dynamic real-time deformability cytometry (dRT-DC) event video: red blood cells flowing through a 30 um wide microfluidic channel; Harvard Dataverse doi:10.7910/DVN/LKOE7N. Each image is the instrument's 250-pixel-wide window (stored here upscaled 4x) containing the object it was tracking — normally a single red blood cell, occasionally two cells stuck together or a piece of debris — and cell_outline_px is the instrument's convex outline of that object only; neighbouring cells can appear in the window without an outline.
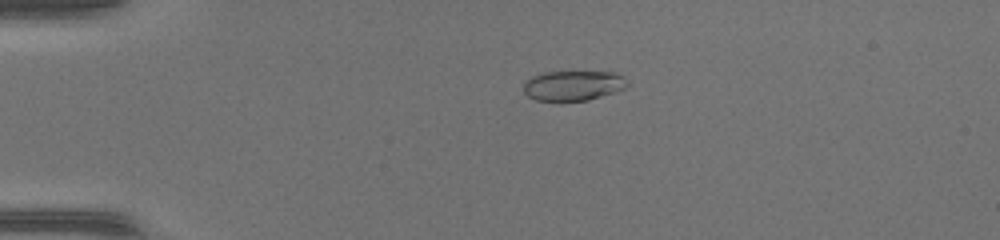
{"species": "common noctule bat (a hibernating species)", "species_latin": "Nyctalus noctula", "temperature_condition": "warm", "stored_images_in_passage": 43, "camera_frame_rate_fps": 3000, "um_per_image_px": 0.085, "animal": {"sex": "female", "body_mass_g": 17.0, "forearm_length_mm": 48.0}, "frame": {"image": 1, "passage_image": 5, "time_ms": 1.333, "image_size_px": [1000, 240], "cell_outline_px": [[628, 84], [624, 88], [588, 100], [536, 100], [528, 96], [524, 92], [524, 80], [540, 72], [616, 72], [624, 76], [628, 80]], "centroid_in_image_um": [48.7, 7.25], "position_along_channel_um": 36.3, "area_um2": 18.03}}
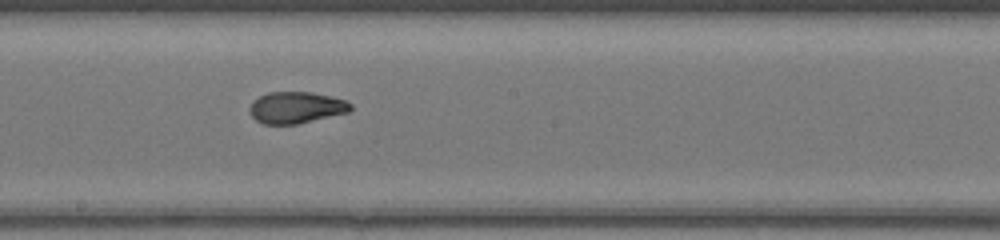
{"frame": {"image": 2, "passage_image": 22, "time_ms": 7.0, "image_size_px": [1000, 240], "cell_outline_px": [[352, 108], [348, 112], [296, 124], [264, 124], [256, 120], [252, 116], [252, 104], [260, 96], [268, 92], [312, 92], [344, 100], [352, 104]], "centroid_in_image_um": [25.2, 9.14], "position_along_channel_um": 223.0, "area_um2": 18.09}}
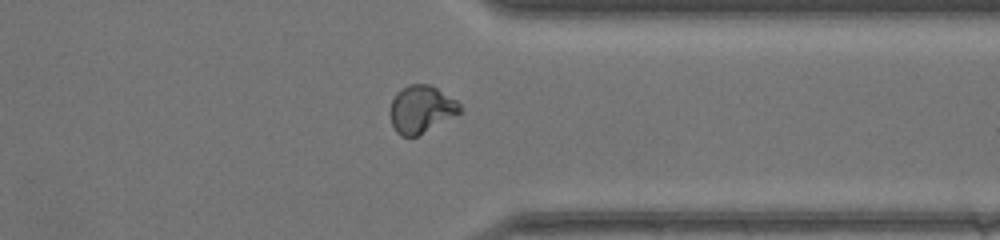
{"frame": {"image": 3, "passage_image": 33, "time_ms": 10.667, "image_size_px": [1000, 240], "cell_outline_px": [[464, 108], [460, 112], [416, 136], [400, 136], [396, 132], [392, 124], [388, 112], [392, 100], [396, 92], [400, 88], [408, 84], [428, 84], [436, 88], [456, 100]], "centroid_in_image_um": [35.75, 9.26], "position_along_channel_um": 375.6, "area_um2": 19.19}, "authors_computed_cell_mechanics": {"area_um2": 18.8428, "velocity_mm_per_s": 4.2132, "shape_relaxation_time_tau1_ms": 3.4642, "shape_relaxation_time_tau2_ms": 1.1702, "deformation_change_tau1": 0.1928, "deformation_change_tau2": 0.0684}}